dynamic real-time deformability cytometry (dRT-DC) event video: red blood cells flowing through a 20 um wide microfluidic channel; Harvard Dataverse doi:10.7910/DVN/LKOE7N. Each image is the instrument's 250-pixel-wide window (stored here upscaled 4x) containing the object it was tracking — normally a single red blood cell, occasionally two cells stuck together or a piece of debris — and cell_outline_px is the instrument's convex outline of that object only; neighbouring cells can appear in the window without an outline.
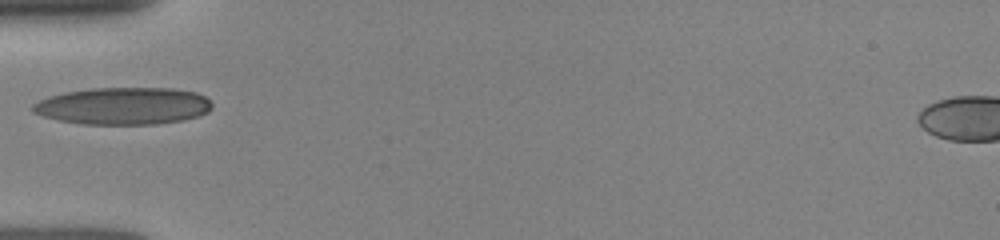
{"species": "human", "species_latin": "Homo sapiens", "temperature_condition": "room temperature", "stored_images_in_passage": 16, "camera_frame_rate_fps": 3000, "um_per_image_px": 0.085, "donor": {"sex": "female"}, "frame": {"image": 1, "passage_image": 1, "time_ms": 0.0, "image_size_px": [1000, 240], "cell_outline_px": [[212, 108], [208, 112], [200, 116], [180, 120], [156, 124], [84, 124], [60, 120], [44, 116], [32, 112], [28, 108], [32, 104], [48, 96], [64, 92], [92, 88], [172, 88], [196, 92], [204, 96], [212, 104]], "centroid_in_image_um": [10.46, 9.0], "position_along_channel_um": 74.5, "area_um2": 38.96}}
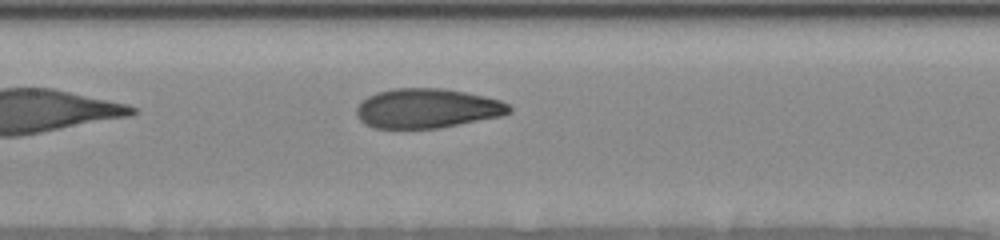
{"frame": {"image": 2, "passage_image": 4, "time_ms": 2.333, "image_size_px": [1000, 240], "cell_outline_px": [[512, 112], [504, 116], [440, 128], [376, 128], [364, 124], [356, 116], [356, 108], [368, 96], [376, 92], [392, 88], [444, 88], [484, 96], [500, 100], [508, 104], [512, 108]], "centroid_in_image_um": [36.33, 9.21], "position_along_channel_um": 171.1, "area_um2": 35.43}}
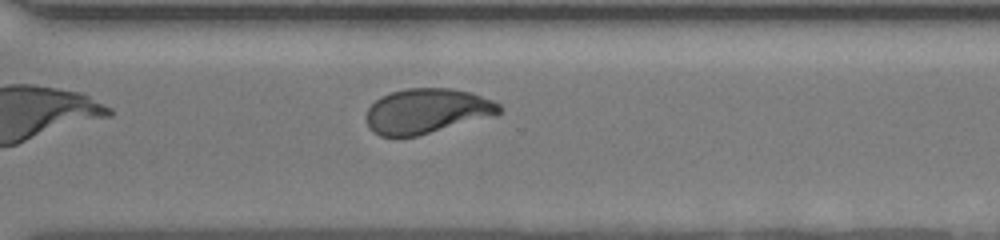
{"frame": {"image": 3, "passage_image": 10, "time_ms": 6.333, "image_size_px": [1000, 240], "cell_outline_px": [[500, 112], [496, 116], [416, 136], [380, 136], [372, 132], [368, 128], [364, 116], [368, 108], [380, 96], [404, 88], [452, 88], [472, 92], [492, 100], [500, 104]], "centroid_in_image_um": [36.27, 9.43], "position_along_channel_um": 334.3, "area_um2": 35.2}}